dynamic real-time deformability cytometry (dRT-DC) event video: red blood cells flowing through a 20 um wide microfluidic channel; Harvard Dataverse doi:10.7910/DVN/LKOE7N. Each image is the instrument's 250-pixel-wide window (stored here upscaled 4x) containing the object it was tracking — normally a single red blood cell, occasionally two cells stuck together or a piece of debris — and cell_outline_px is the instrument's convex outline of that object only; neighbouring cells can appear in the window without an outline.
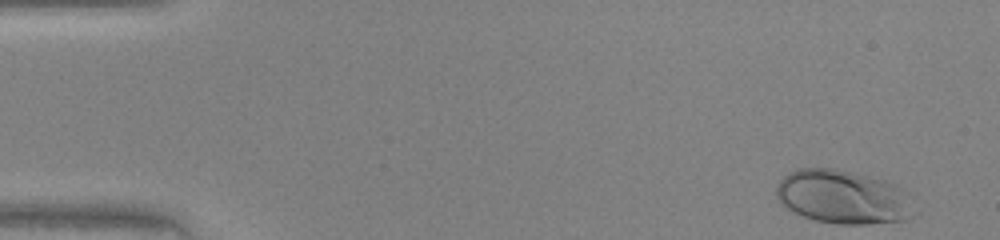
{"species": "human", "species_latin": "Homo sapiens", "temperature_condition": "warm", "stored_images_in_passage": 45, "camera_frame_rate_fps": 3000, "um_per_image_px": 0.085, "donor": {"sex": "female"}, "frame": {"image": 1, "passage_image": 1, "time_ms": 0.0, "image_size_px": [1000, 240], "cell_outline_px": [[920, 212], [904, 220], [868, 224], [836, 224], [816, 220], [792, 212], [780, 204], [776, 196], [776, 184], [788, 172], [796, 168], [836, 168], [888, 180], [896, 184], [908, 192]], "centroid_in_image_um": [71.72, 16.74], "position_along_channel_um": 13.3, "area_um2": 44.33}}
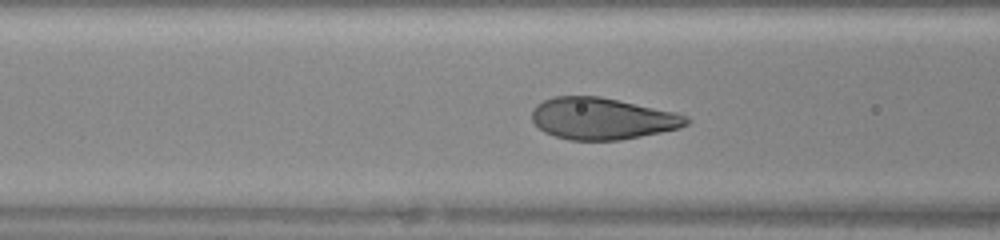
{"frame": {"image": 2, "passage_image": 17, "time_ms": 5.333, "image_size_px": [1000, 240], "cell_outline_px": [[692, 120], [688, 124], [680, 128], [620, 140], [568, 140], [544, 132], [532, 120], [532, 108], [536, 104], [552, 96], [600, 96], [676, 112], [688, 116]], "centroid_in_image_um": [51.2, 10.07], "position_along_channel_um": 115.4, "area_um2": 37.69}}
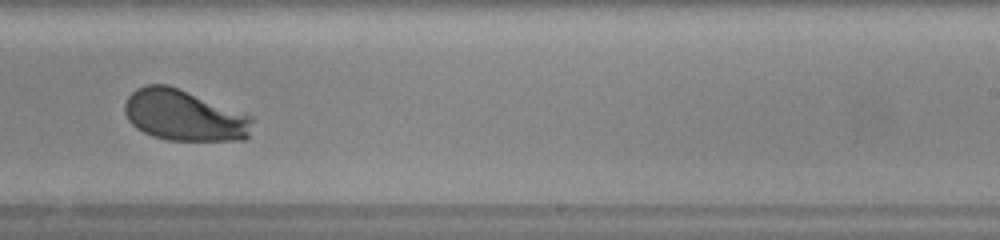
{"frame": {"image": 3, "passage_image": 28, "time_ms": 9.0, "image_size_px": [1000, 240], "cell_outline_px": [[252, 120], [248, 136], [244, 140], [168, 140], [152, 136], [136, 128], [128, 120], [124, 112], [124, 104], [128, 96], [136, 88], [148, 84], [168, 84], [252, 116]], "centroid_in_image_um": [15.6, 9.81], "position_along_channel_um": 273.4, "area_um2": 37.8}}